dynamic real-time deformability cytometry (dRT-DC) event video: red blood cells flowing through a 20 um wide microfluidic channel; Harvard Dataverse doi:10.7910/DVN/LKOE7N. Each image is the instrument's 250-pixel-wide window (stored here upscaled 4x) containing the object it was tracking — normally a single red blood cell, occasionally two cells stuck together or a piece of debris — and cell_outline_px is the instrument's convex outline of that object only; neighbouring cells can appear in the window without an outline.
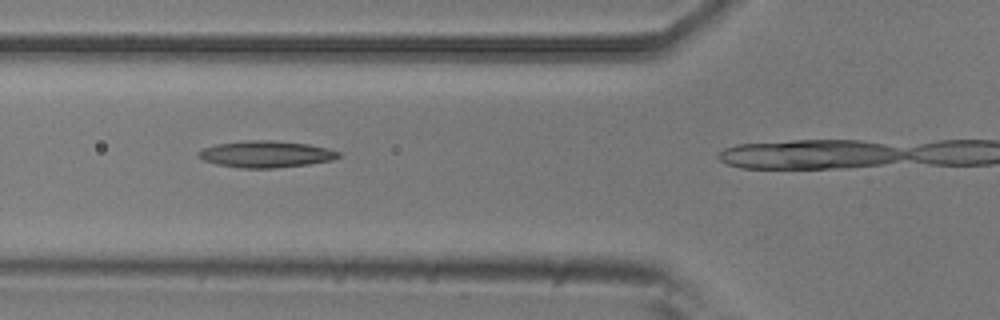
{"species": "common noctule bat (a hibernating species)", "species_latin": "Nyctalus noctula", "temperature_condition": "room temperature", "stored_images_in_passage": 6, "camera_frame_rate_fps": 3000, "um_per_image_px": 0.085, "animal": {"sex": "male", "body_mass_g": 20.5, "forearm_length_mm": 52.5}, "frame": {"image": 1, "passage_image": 4, "time_ms": 1.0, "image_size_px": [1000, 320], "cell_outline_px": [[340, 156], [332, 160], [308, 164], [272, 168], [240, 168], [216, 164], [204, 160], [196, 156], [196, 152], [204, 148], [216, 144], [248, 140], [272, 140], [308, 144], [328, 148], [340, 152]], "centroid_in_image_um": [22.58, 13.1], "position_along_channel_um": 103.2, "area_um2": 21.73}}